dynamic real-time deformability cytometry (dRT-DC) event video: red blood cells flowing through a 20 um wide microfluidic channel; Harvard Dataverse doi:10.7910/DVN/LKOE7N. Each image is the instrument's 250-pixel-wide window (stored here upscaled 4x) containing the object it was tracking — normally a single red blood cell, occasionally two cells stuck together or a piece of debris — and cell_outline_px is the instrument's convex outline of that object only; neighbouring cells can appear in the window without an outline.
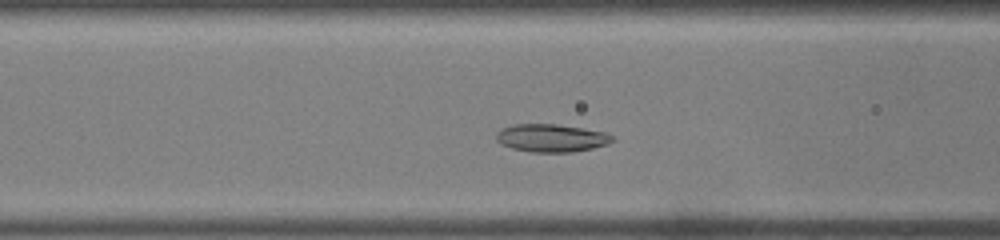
{"species": "common noctule bat (a hibernating species)", "species_latin": "Nyctalus noctula", "temperature_condition": "warm", "stored_images_in_passage": 44, "camera_frame_rate_fps": 3000, "um_per_image_px": 0.085, "animal": {"sex": "male", "body_mass_g": 19.0, "forearm_length_mm": 50.8}, "frame": {"image": 1, "passage_image": 12, "time_ms": 3.667, "image_size_px": [1000, 240], "cell_outline_px": [[616, 140], [608, 144], [592, 148], [572, 152], [532, 152], [512, 148], [500, 144], [496, 140], [496, 132], [500, 128], [512, 124], [556, 124], [608, 132], [616, 136]], "centroid_in_image_um": [46.89, 11.72], "position_along_channel_um": 119.7, "area_um2": 19.19}}
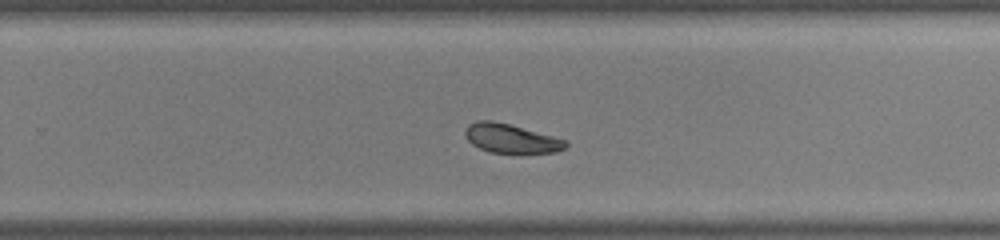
{"frame": {"image": 2, "passage_image": 25, "time_ms": 8.0, "image_size_px": [1000, 240], "cell_outline_px": [[568, 144], [564, 148], [556, 152], [516, 156], [492, 152], [480, 148], [472, 144], [464, 136], [464, 132], [468, 124], [476, 120], [492, 120], [508, 124], [568, 140]], "centroid_in_image_um": [43.45, 11.82], "position_along_channel_um": 286.3, "area_um2": 17.69}}
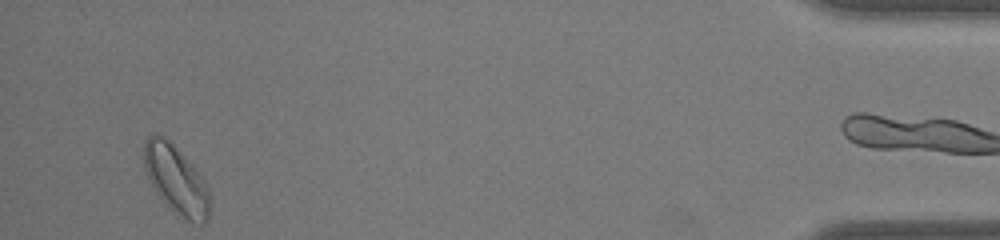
{"frame": {"image": 3, "passage_image": 41, "time_ms": 13.333, "image_size_px": [1000, 240], "cell_outline_px": [[212, 204], [208, 220], [204, 224], [200, 224], [188, 220], [172, 208], [156, 192], [144, 168], [144, 140], [148, 136], [164, 136], [172, 144], [204, 180], [208, 188], [212, 200]], "centroid_in_image_um": [15.01, 15.31], "position_along_channel_um": 420.2, "area_um2": 25.55}, "authors_computed_cell_mechanics": {"area_um2": 19.5075, "velocity_mm_per_s": 3.8589, "shape_relaxation_time_tau1_ms": 7.7953, "shape_relaxation_time_tau2_ms": null, "deformation_change_tau1": 0.1339, "deformation_change_tau2": null}}